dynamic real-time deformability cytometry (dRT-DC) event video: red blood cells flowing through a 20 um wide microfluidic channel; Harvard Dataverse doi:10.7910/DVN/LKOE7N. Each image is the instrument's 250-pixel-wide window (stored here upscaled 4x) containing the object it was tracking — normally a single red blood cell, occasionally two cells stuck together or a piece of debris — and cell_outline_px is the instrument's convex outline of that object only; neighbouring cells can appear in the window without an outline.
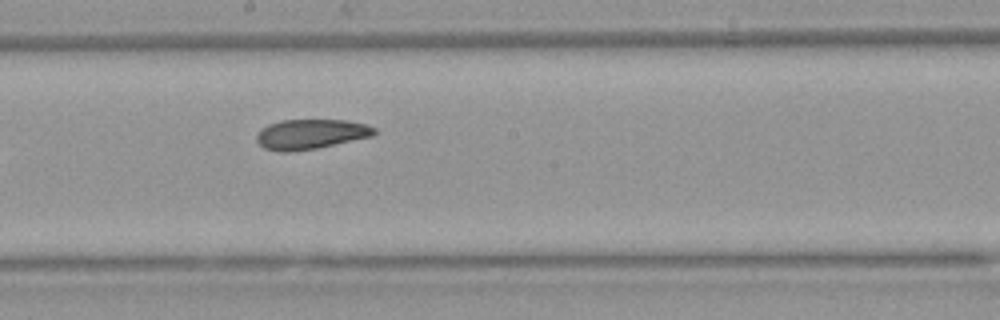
{"species": "Egyptian fruit bat (a non-hibernating species)", "species_latin": "Rousettus aegyptiacus", "temperature_condition": "warm", "stored_images_in_passage": 8, "camera_frame_rate_fps": 3000, "um_per_image_px": 0.085, "animal": {"sex": "female"}, "frame": {"image": 1, "passage_image": 8, "time_ms": 8.667, "image_size_px": [1000, 320], "cell_outline_px": [[376, 132], [372, 136], [316, 148], [288, 152], [280, 152], [264, 148], [256, 140], [256, 132], [260, 128], [268, 124], [280, 120], [348, 120], [364, 124], [376, 128]], "centroid_in_image_um": [26.36, 11.39], "position_along_channel_um": 221.8, "area_um2": 20.52}}